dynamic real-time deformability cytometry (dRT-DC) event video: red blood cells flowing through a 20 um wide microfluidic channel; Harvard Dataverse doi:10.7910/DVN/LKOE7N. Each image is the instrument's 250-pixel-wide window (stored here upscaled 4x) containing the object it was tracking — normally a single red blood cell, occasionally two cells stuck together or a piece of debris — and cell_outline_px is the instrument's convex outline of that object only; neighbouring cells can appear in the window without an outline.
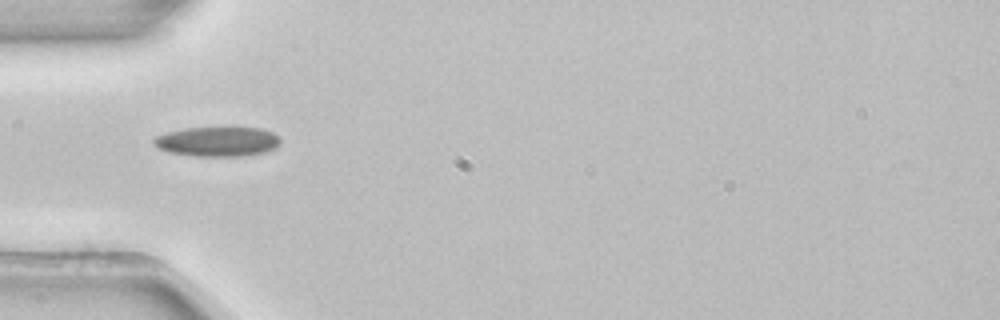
{"species": "common noctule bat (a hibernating species)", "species_latin": "Nyctalus noctula", "temperature_condition": "room temperature", "stored_images_in_passage": 34, "camera_frame_rate_fps": 3000, "um_per_image_px": 0.085, "animal": {"sex": "female", "body_mass_g": 22.7, "forearm_length_mm": 54.2}, "frame": {"image": 1, "passage_image": 1, "time_ms": 0.0, "image_size_px": [1000, 320], "cell_outline_px": [[280, 144], [264, 152], [244, 156], [196, 156], [168, 152], [160, 148], [152, 140], [156, 136], [168, 132], [184, 128], [260, 128], [272, 132], [280, 140]], "centroid_in_image_um": [18.48, 12.03], "position_along_channel_um": 66.5, "area_um2": 21.56}}
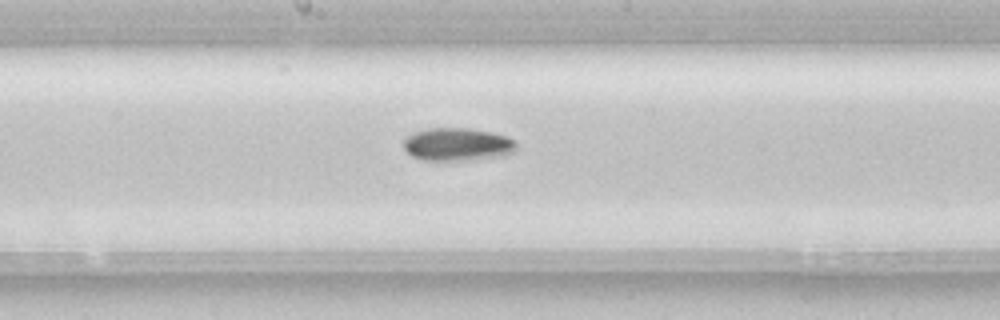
{"frame": {"image": 2, "passage_image": 12, "time_ms": 3.667, "image_size_px": [1000, 320], "cell_outline_px": [[516, 148], [512, 152], [500, 156], [476, 160], [420, 160], [412, 156], [404, 148], [404, 140], [408, 136], [416, 132], [428, 128], [468, 128], [508, 136], [516, 144]], "centroid_in_image_um": [38.87, 12.28], "position_along_channel_um": 209.3, "area_um2": 21.5}}
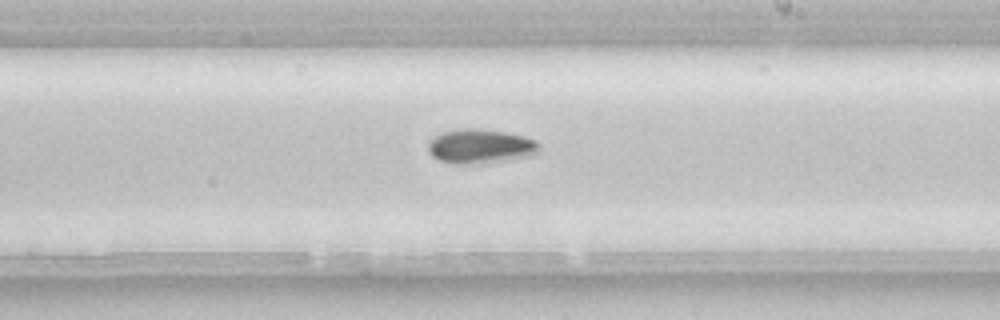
{"frame": {"image": 3, "passage_image": 15, "time_ms": 4.667, "image_size_px": [1000, 320], "cell_outline_px": [[540, 148], [532, 156], [504, 160], [472, 164], [452, 164], [440, 160], [432, 156], [428, 152], [428, 140], [444, 132], [460, 128], [472, 128], [504, 132], [524, 136], [536, 140]], "centroid_in_image_um": [40.8, 12.44], "position_along_channel_um": 248.2, "area_um2": 22.14}, "authors_computed_cell_mechanics": {"area_um2": 20.2589, "velocity_mm_per_s": 3.9096, "shape_relaxation_time_tau1_ms": 5.0356, "shape_relaxation_time_tau2_ms": null, "deformation_change_tau1": 0.1126, "deformation_change_tau2": null}}